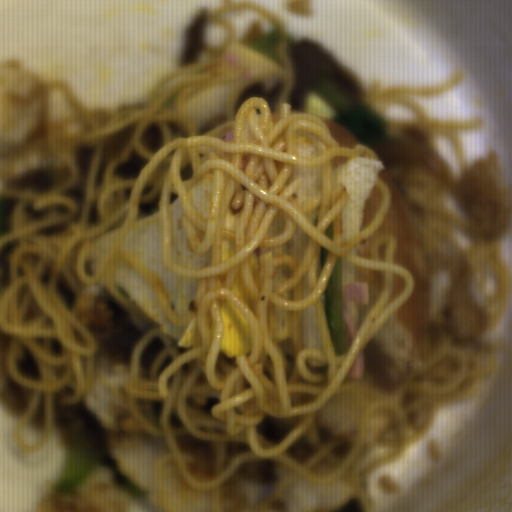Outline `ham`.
I'll return each instance as SVG.
<instances>
[{"mask_svg":"<svg viewBox=\"0 0 512 512\" xmlns=\"http://www.w3.org/2000/svg\"><path fill=\"white\" fill-rule=\"evenodd\" d=\"M367 373L362 349L354 358L342 383L358 382L366 385ZM341 383V384H342Z\"/></svg>","mask_w":512,"mask_h":512,"instance_id":"obj_2","label":"ham"},{"mask_svg":"<svg viewBox=\"0 0 512 512\" xmlns=\"http://www.w3.org/2000/svg\"><path fill=\"white\" fill-rule=\"evenodd\" d=\"M347 351L356 334L350 319L357 307L370 304L371 292L367 281L350 279L343 281Z\"/></svg>","mask_w":512,"mask_h":512,"instance_id":"obj_1","label":"ham"}]
</instances>
